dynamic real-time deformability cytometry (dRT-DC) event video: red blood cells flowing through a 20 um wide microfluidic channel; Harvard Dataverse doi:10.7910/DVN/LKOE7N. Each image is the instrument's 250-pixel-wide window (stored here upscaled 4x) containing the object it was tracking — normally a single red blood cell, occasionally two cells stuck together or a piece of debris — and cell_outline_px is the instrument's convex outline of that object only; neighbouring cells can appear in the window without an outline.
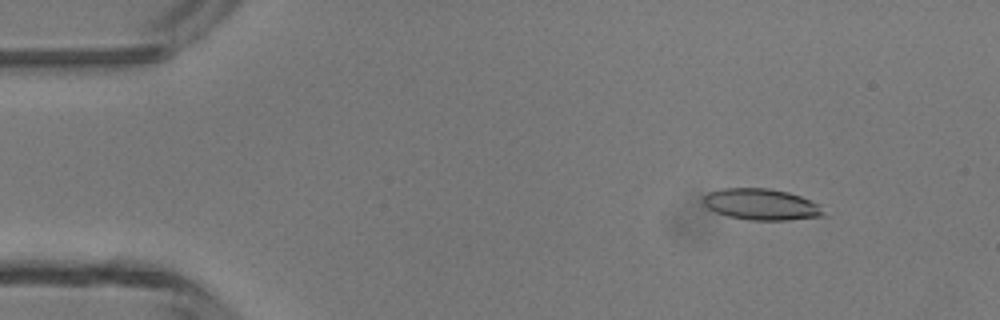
{"species": "common noctule bat (a hibernating species)", "species_latin": "Nyctalus noctula", "temperature_condition": "room temperature", "stored_images_in_passage": 4, "camera_frame_rate_fps": 3000, "um_per_image_px": 0.085, "animal": {"sex": "male", "body_mass_g": 13.3}, "frame": {"image": 1, "passage_image": 2, "time_ms": 1.333, "image_size_px": [1000, 320], "cell_outline_px": [[824, 216], [788, 220], [752, 220], [728, 216], [716, 212], [708, 208], [704, 204], [704, 196], [708, 192], [724, 188], [768, 188], [788, 192], [800, 196], [820, 204], [824, 212]], "centroid_in_image_um": [64.73, 17.37], "position_along_channel_um": 20.3, "area_um2": 21.85}}